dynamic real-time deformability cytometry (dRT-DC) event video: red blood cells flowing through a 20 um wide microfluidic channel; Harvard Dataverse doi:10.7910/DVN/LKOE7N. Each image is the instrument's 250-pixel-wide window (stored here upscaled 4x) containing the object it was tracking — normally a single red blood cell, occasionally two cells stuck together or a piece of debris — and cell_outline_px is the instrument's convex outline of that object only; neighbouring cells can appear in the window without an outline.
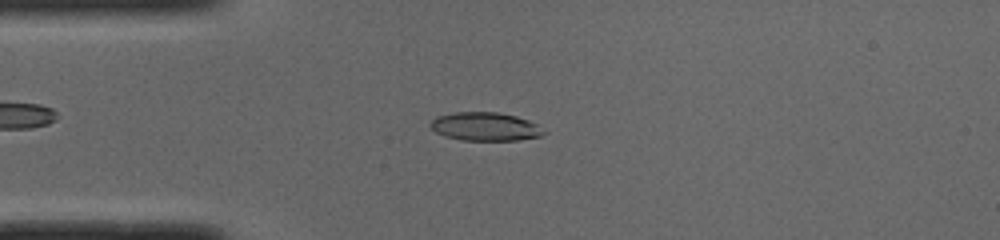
{"species": "common noctule bat (a hibernating species)", "species_latin": "Nyctalus noctula", "temperature_condition": "cold", "stored_images_in_passage": 43, "camera_frame_rate_fps": 3000, "um_per_image_px": 0.085, "animal": {"sex": "male", "body_mass_g": 19.0, "forearm_length_mm": 50.8}, "frame": {"image": 1, "passage_image": 5, "time_ms": 1.333, "image_size_px": [1000, 240], "cell_outline_px": [[548, 132], [540, 136], [516, 140], [460, 140], [444, 136], [436, 132], [428, 124], [436, 116], [456, 112], [496, 112], [516, 116], [528, 120], [536, 124]], "centroid_in_image_um": [41.23, 10.76], "position_along_channel_um": 43.8, "area_um2": 18.79}}
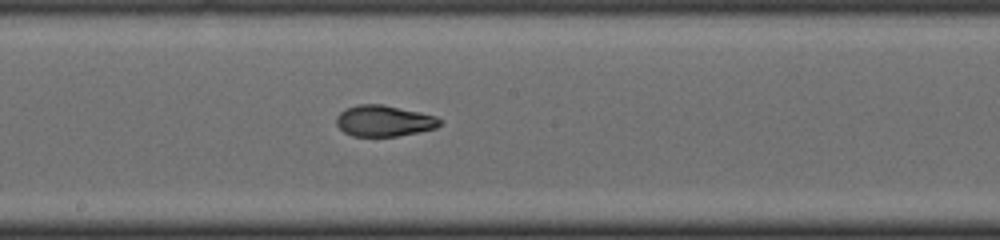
{"frame": {"image": 2, "passage_image": 19, "time_ms": 6.0, "image_size_px": [1000, 240], "cell_outline_px": [[440, 124], [436, 128], [396, 136], [352, 136], [344, 132], [336, 124], [336, 116], [340, 112], [356, 104], [380, 104], [420, 112], [436, 116], [440, 120]], "centroid_in_image_um": [32.61, 10.27], "position_along_channel_um": 215.6, "area_um2": 18.55}}
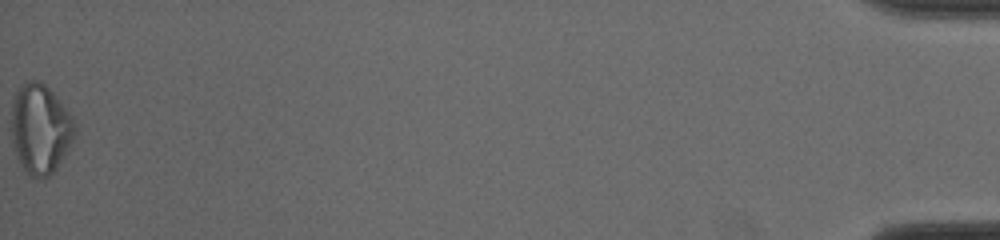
{"frame": {"image": 3, "passage_image": 43, "time_ms": 14.0, "image_size_px": [1000, 240], "cell_outline_px": [[76, 132], [68, 148], [56, 168], [48, 176], [32, 176], [24, 168], [12, 144], [12, 100], [16, 92], [28, 80], [40, 80], [60, 100], [72, 116], [76, 124]], "centroid_in_image_um": [3.44, 10.9], "position_along_channel_um": 431.8, "area_um2": 32.54}, "authors_computed_cell_mechanics": {"area_um2": 19.2474, "velocity_mm_per_s": 4.0009, "shape_relaxation_time_tau1_ms": 7.8317, "shape_relaxation_time_tau2_ms": 1.9083, "deformation_change_tau1": 0.2331, "deformation_change_tau2": 0.0746}}